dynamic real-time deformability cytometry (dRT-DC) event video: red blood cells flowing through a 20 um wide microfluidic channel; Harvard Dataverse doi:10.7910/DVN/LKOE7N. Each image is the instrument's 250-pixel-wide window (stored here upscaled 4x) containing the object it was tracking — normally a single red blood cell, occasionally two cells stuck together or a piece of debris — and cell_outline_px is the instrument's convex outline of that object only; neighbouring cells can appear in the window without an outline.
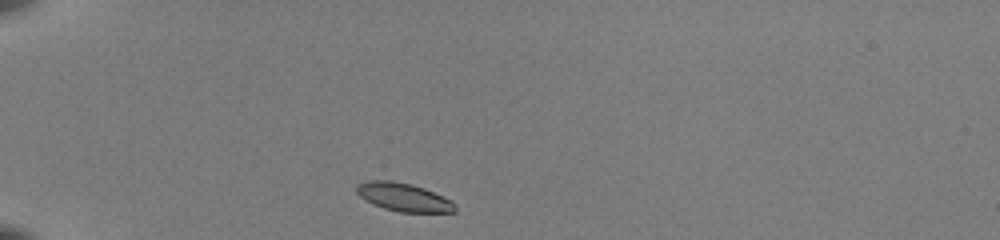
{"species": "common noctule bat (a hibernating species)", "species_latin": "Nyctalus noctula", "temperature_condition": "room temperature", "stored_images_in_passage": 31, "camera_frame_rate_fps": 3000, "um_per_image_px": 0.085, "animal": {"sex": "female", "body_mass_g": 22.0, "forearm_length_mm": 56.7}, "frame": {"image": 1, "passage_image": 1, "time_ms": 0.0, "image_size_px": [1000, 240], "cell_outline_px": [[456, 212], [400, 212], [384, 208], [372, 204], [364, 200], [356, 192], [356, 184], [368, 180], [392, 180], [412, 184], [424, 188], [452, 200], [456, 204]], "centroid_in_image_um": [34.29, 16.75], "position_along_channel_um": 50.7, "area_um2": 16.42}}
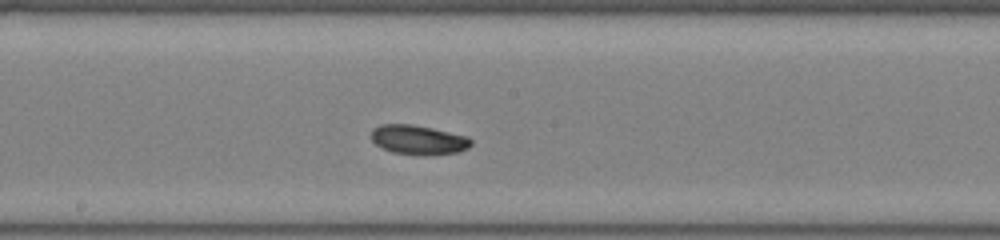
{"frame": {"image": 2, "passage_image": 16, "time_ms": 5.0, "image_size_px": [1000, 240], "cell_outline_px": [[472, 144], [468, 148], [460, 152], [424, 156], [416, 156], [392, 152], [380, 148], [372, 140], [372, 128], [380, 124], [412, 124], [432, 128], [468, 136], [472, 140]], "centroid_in_image_um": [35.57, 11.9], "position_along_channel_um": 212.6, "area_um2": 17.51}}
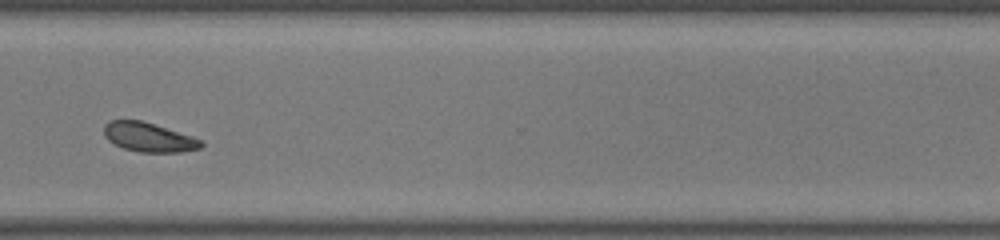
{"frame": {"image": 3, "passage_image": 27, "time_ms": 8.667, "image_size_px": [1000, 240], "cell_outline_px": [[204, 144], [200, 148], [180, 152], [140, 152], [124, 148], [108, 140], [104, 136], [104, 124], [108, 120], [140, 120], [192, 136], [200, 140]], "centroid_in_image_um": [12.61, 11.66], "position_along_channel_um": 358.0, "area_um2": 16.36}, "authors_computed_cell_mechanics": {"area_um2": 16.5308, "velocity_mm_per_s": 3.9393, "shape_relaxation_time_tau1_ms": 1.8291, "shape_relaxation_time_tau2_ms": 3.0959, "deformation_change_tau1": 0.0594, "deformation_change_tau2": 0.0752}}